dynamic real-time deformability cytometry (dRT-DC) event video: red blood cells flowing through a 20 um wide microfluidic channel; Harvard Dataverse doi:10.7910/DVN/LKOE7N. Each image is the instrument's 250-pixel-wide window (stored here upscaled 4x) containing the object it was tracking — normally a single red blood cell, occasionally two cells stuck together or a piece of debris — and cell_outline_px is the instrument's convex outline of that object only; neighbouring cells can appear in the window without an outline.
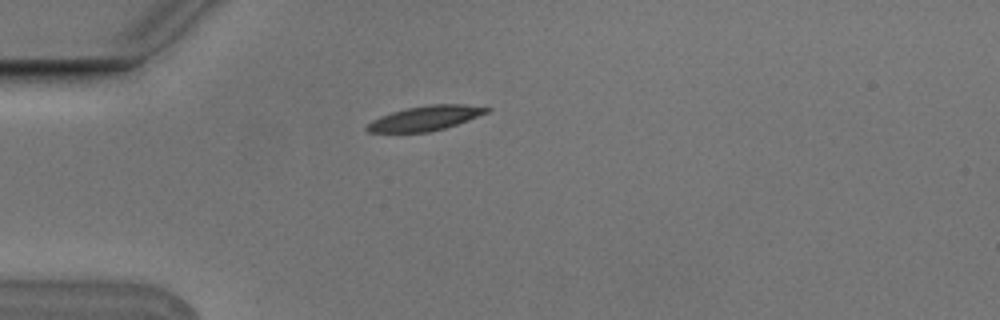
{"species": "Egyptian fruit bat (a non-hibernating species)", "species_latin": "Rousettus aegyptiacus", "temperature_condition": "cold", "stored_images_in_passage": 4, "camera_frame_rate_fps": 3000, "um_per_image_px": 0.085, "animal": {"sex": "male"}, "frame": {"image": 1, "passage_image": 1, "time_ms": 0.0, "image_size_px": [1000, 320], "cell_outline_px": [[492, 108], [488, 112], [468, 120], [444, 128], [428, 132], [368, 132], [364, 128], [372, 120], [380, 116], [392, 112], [408, 108], [432, 104], [464, 104]], "centroid_in_image_um": [36.15, 10.04], "position_along_channel_um": 48.9, "area_um2": 16.99}}
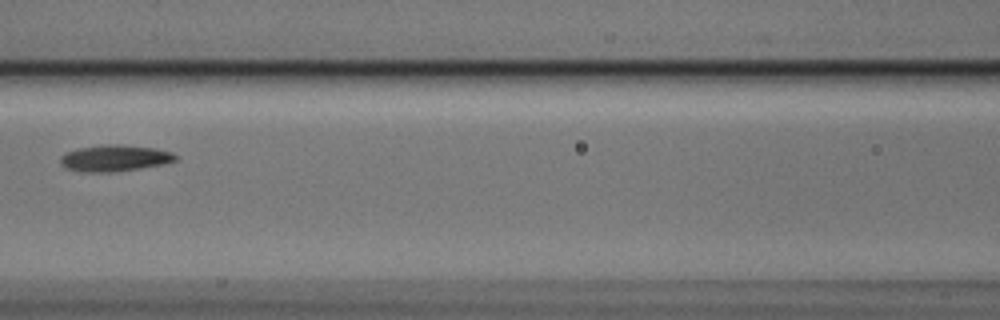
{"frame": {"image": 2, "passage_image": 4, "time_ms": 1.0, "image_size_px": [1000, 320], "cell_outline_px": [[176, 160], [160, 164], [140, 168], [108, 172], [80, 172], [64, 168], [60, 164], [60, 156], [64, 152], [80, 148], [108, 144], [116, 144], [156, 148], [172, 152], [176, 156]], "centroid_in_image_um": [9.67, 13.44], "position_along_channel_um": 156.9, "area_um2": 17.63}}